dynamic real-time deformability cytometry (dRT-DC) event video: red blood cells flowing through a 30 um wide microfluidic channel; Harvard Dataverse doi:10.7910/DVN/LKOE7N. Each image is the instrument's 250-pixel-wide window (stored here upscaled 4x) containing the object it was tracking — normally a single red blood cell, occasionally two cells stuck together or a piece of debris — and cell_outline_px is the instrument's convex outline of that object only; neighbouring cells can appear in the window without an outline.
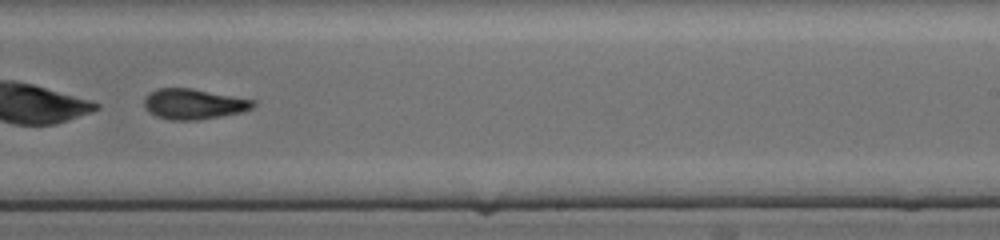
{"species": "common noctule bat (a hibernating species)", "species_latin": "Nyctalus noctula", "temperature_condition": "cold", "stored_images_in_passage": 46, "camera_frame_rate_fps": 3000, "um_per_image_px": 0.085, "animal": {"sex": "female", "body_mass_g": 17.0, "forearm_length_mm": 48.0}, "frame": {"image": 1, "passage_image": 29, "time_ms": 9.333, "image_size_px": [1000, 240], "cell_outline_px": [[256, 104], [252, 108], [240, 112], [200, 120], [168, 120], [156, 116], [148, 112], [144, 108], [144, 96], [148, 92], [156, 88], [192, 88], [256, 100]], "centroid_in_image_um": [16.42, 8.83], "position_along_channel_um": 272.6, "area_um2": 19.59}}
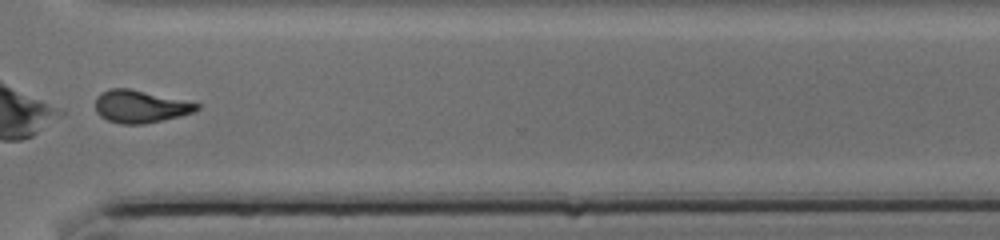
{"frame": {"image": 2, "passage_image": 35, "time_ms": 11.333, "image_size_px": [1000, 240], "cell_outline_px": [[200, 108], [192, 112], [180, 116], [144, 124], [120, 124], [108, 120], [100, 116], [96, 112], [96, 96], [108, 88], [128, 88], [200, 104]], "centroid_in_image_um": [11.88, 9.06], "position_along_channel_um": 358.7, "area_um2": 19.02}}